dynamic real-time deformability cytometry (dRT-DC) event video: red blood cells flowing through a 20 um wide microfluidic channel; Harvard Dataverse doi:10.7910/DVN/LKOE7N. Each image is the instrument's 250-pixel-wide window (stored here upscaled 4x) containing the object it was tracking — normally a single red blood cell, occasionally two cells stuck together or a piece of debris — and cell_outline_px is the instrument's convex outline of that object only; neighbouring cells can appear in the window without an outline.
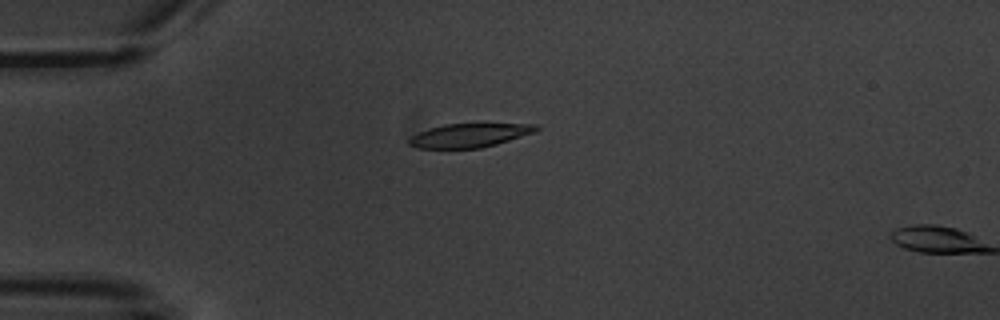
{"species": "common noctule bat (a hibernating species)", "species_latin": "Nyctalus noctula", "temperature_condition": "warm", "stored_images_in_passage": 4, "camera_frame_rate_fps": 3000, "um_per_image_px": 0.085, "animal": {"sex": "male", "body_mass_g": 20.1, "forearm_length_mm": 53.5}, "frame": {"image": 1, "passage_image": 3, "time_ms": 2.333, "image_size_px": [1000, 320], "cell_outline_px": [[540, 128], [536, 132], [496, 144], [480, 148], [416, 148], [408, 144], [408, 140], [412, 136], [420, 132], [444, 124], [536, 124]], "centroid_in_image_um": [39.92, 11.51], "position_along_channel_um": 45.1, "area_um2": 17.4}}